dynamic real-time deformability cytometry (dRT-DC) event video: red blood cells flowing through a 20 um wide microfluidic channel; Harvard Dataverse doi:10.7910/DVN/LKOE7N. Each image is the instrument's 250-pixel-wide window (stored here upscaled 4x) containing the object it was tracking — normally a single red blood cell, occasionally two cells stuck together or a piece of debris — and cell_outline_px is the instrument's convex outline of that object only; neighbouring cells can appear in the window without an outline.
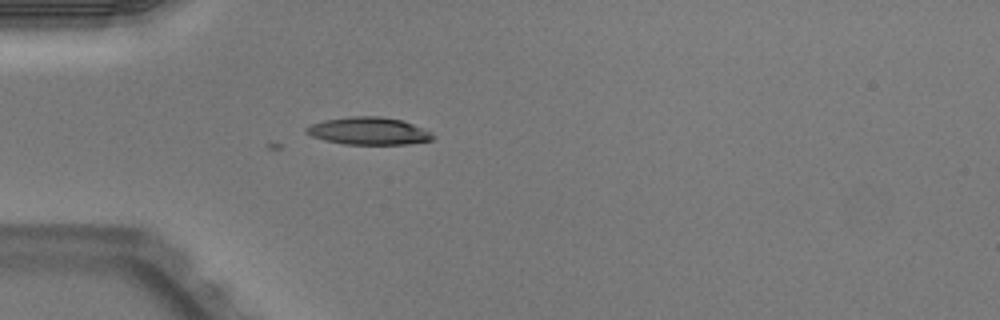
{"species": "Egyptian fruit bat (a non-hibernating species)", "species_latin": "Rousettus aegyptiacus", "temperature_condition": "warm", "stored_images_in_passage": 3, "camera_frame_rate_fps": 3000, "um_per_image_px": 0.085, "animal": {"sex": "male"}, "frame": {"image": 1, "passage_image": 3, "time_ms": 0.667, "image_size_px": [1000, 320], "cell_outline_px": [[436, 136], [432, 140], [408, 144], [344, 144], [324, 140], [312, 136], [304, 132], [304, 128], [312, 124], [324, 120], [352, 116], [380, 116], [404, 120], [424, 128]], "centroid_in_image_um": [31.36, 11.13], "position_along_channel_um": 53.6, "area_um2": 20.4}}